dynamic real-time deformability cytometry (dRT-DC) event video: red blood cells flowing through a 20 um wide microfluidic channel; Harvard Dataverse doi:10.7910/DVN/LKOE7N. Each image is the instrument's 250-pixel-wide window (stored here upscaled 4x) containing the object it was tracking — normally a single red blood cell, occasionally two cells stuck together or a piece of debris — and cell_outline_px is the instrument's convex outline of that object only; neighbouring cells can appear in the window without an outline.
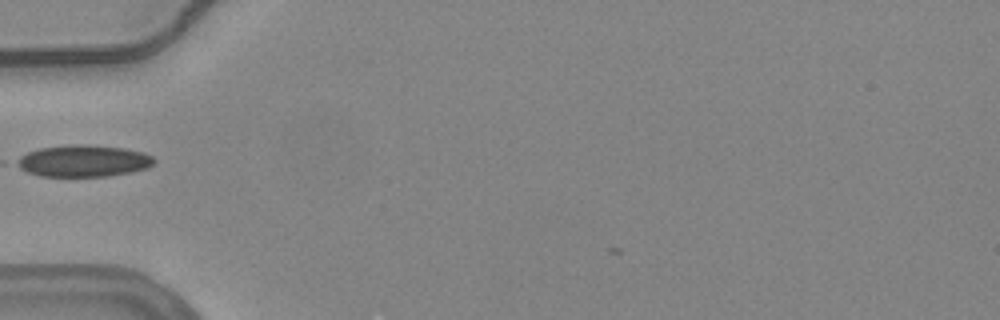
{"species": "common noctule bat (a hibernating species)", "species_latin": "Nyctalus noctula", "temperature_condition": "warm", "stored_images_in_passage": 33, "camera_frame_rate_fps": 3000, "um_per_image_px": 0.085, "animal": {"sex": "female", "body_mass_g": 24.6, "forearm_length_mm": 56.2}, "frame": {"image": 1, "passage_image": 1, "time_ms": 0.0, "image_size_px": [1000, 320], "cell_outline_px": [[156, 160], [148, 168], [132, 172], [108, 176], [40, 176], [28, 172], [12, 164], [12, 160], [28, 152], [40, 148], [68, 144], [88, 144], [124, 148], [144, 152], [152, 156]], "centroid_in_image_um": [7.06, 13.67], "position_along_channel_um": 77.9, "area_um2": 25.78}}
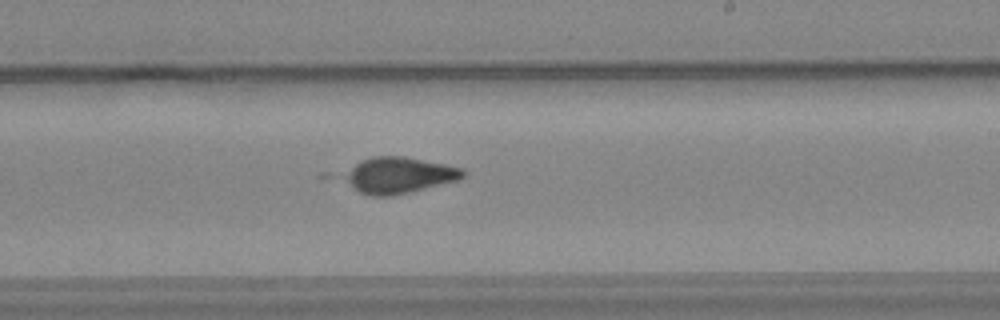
{"frame": {"image": 2, "passage_image": 15, "time_ms": 4.667, "image_size_px": [1000, 320], "cell_outline_px": [[464, 176], [460, 180], [392, 196], [372, 196], [360, 192], [352, 188], [340, 176], [344, 172], [360, 160], [372, 156], [404, 156], [464, 168]], "centroid_in_image_um": [33.87, 14.89], "position_along_channel_um": 255.1, "area_um2": 25.2}}
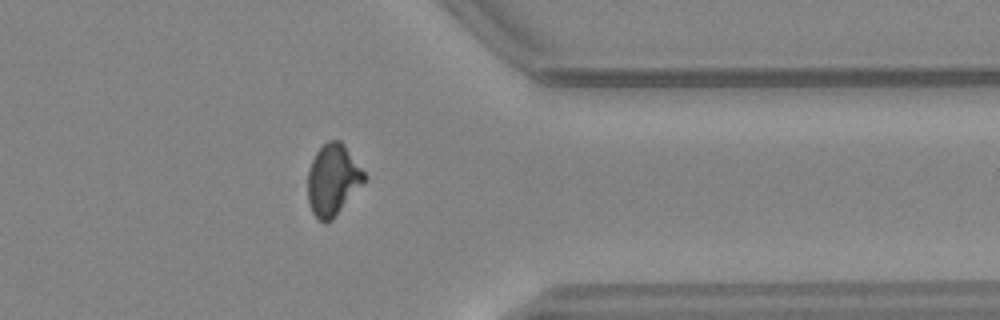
{"frame": {"image": 3, "passage_image": 26, "time_ms": 8.333, "image_size_px": [1000, 320], "cell_outline_px": [[368, 176], [332, 220], [324, 224], [312, 212], [308, 204], [308, 172], [312, 160], [316, 152], [328, 140], [340, 140], [344, 144]], "centroid_in_image_um": [28.28, 15.28], "position_along_channel_um": 383.1, "area_um2": 23.29}}